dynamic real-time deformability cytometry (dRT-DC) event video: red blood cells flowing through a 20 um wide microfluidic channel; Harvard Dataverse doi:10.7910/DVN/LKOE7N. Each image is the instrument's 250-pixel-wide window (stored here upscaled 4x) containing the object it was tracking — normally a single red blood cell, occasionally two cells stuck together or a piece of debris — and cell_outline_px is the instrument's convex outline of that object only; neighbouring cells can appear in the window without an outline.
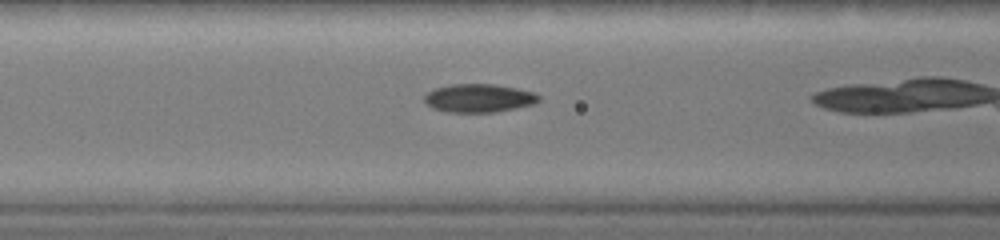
{"species": "common noctule bat (a hibernating species)", "species_latin": "Nyctalus noctula", "temperature_condition": "warm", "stored_images_in_passage": 19, "camera_frame_rate_fps": 3000, "um_per_image_px": 0.085, "animal": {"sex": "female", "body_mass_g": 19.0, "forearm_length_mm": 51.5}, "frame": {"image": 1, "passage_image": 8, "time_ms": 1.0, "image_size_px": [1000, 240], "cell_outline_px": [[540, 100], [536, 104], [496, 112], [448, 112], [432, 108], [424, 100], [424, 96], [428, 92], [436, 88], [452, 84], [492, 84], [516, 88], [536, 92], [540, 96]], "centroid_in_image_um": [40.75, 8.34], "position_along_channel_um": 125.8, "area_um2": 18.96}}
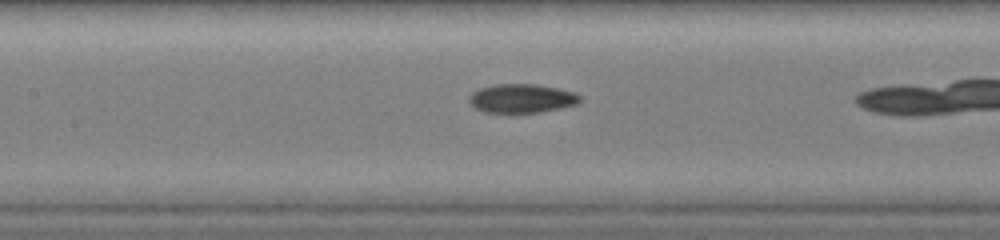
{"frame": {"image": 2, "passage_image": 13, "time_ms": 1.667, "image_size_px": [1000, 240], "cell_outline_px": [[580, 100], [576, 104], [560, 108], [540, 112], [488, 112], [476, 108], [468, 100], [468, 96], [472, 92], [480, 88], [496, 84], [536, 84], [576, 92], [580, 96]], "centroid_in_image_um": [44.35, 8.35], "position_along_channel_um": 163.1, "area_um2": 18.44}}